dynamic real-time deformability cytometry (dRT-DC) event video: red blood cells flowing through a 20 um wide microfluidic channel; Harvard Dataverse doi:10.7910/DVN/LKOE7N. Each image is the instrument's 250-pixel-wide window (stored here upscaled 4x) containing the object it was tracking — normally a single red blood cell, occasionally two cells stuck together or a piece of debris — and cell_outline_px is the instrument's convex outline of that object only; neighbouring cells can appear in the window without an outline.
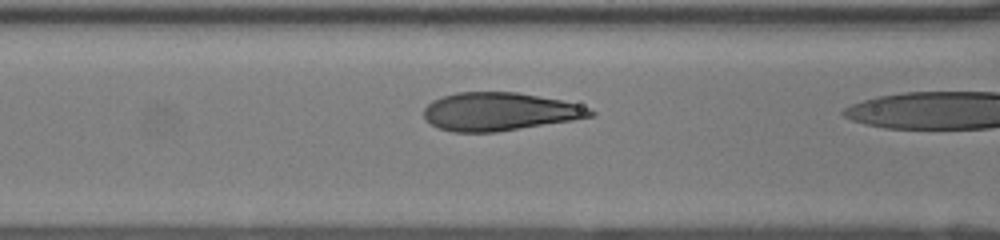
{"species": "human", "species_latin": "Homo sapiens", "temperature_condition": "room temperature", "stored_images_in_passage": 5, "camera_frame_rate_fps": 3000, "um_per_image_px": 0.085, "donor": {"sex": "female"}, "frame": {"image": 1, "passage_image": 3, "time_ms": 0.667, "image_size_px": [1000, 240], "cell_outline_px": [[596, 112], [592, 116], [572, 120], [496, 132], [452, 132], [440, 128], [432, 124], [424, 116], [424, 108], [432, 100], [456, 92], [516, 92], [560, 100], [576, 104], [588, 108]], "centroid_in_image_um": [42.43, 9.48], "position_along_channel_um": 124.2, "area_um2": 36.59}}